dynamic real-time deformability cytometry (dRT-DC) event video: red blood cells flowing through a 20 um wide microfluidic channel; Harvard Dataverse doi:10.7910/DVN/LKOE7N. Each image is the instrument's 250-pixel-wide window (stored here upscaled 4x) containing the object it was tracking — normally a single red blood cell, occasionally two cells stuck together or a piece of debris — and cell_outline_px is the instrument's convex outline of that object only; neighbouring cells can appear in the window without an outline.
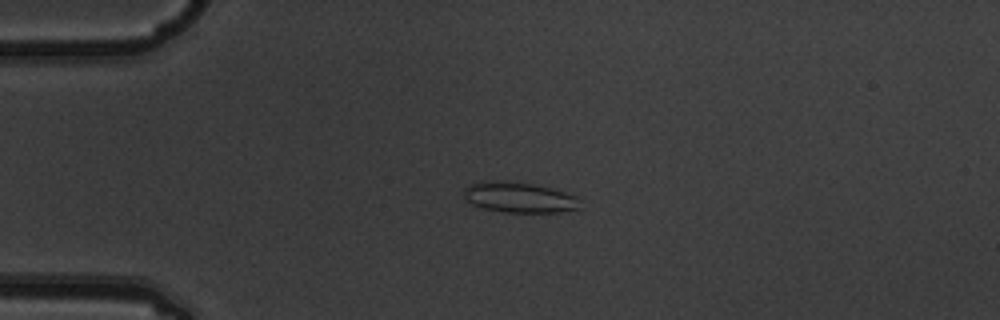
{"species": "common noctule bat (a hibernating species)", "species_latin": "Nyctalus noctula", "temperature_condition": "warm", "stored_images_in_passage": 6, "camera_frame_rate_fps": 3000, "um_per_image_px": 0.085, "animal": {"sex": "male", "body_mass_g": 19.5, "forearm_length_mm": 54.6}, "frame": {"image": 1, "passage_image": 4, "time_ms": 1.0, "image_size_px": [1000, 320], "cell_outline_px": [[584, 208], [560, 212], [504, 212], [484, 208], [472, 204], [464, 196], [464, 188], [468, 184], [484, 180], [504, 180], [532, 184], [552, 188], [580, 196]], "centroid_in_image_um": [44.21, 16.77], "position_along_channel_um": 40.8, "area_um2": 21.15}}
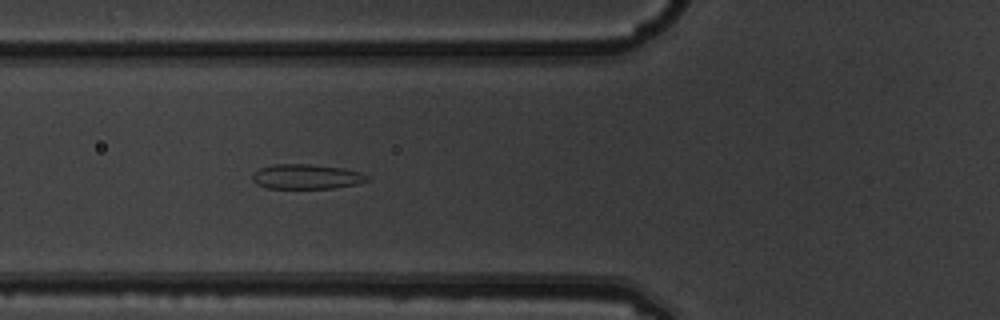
{"frame": {"image": 2, "passage_image": 6, "time_ms": 1.667, "image_size_px": [1000, 320], "cell_outline_px": [[368, 180], [356, 184], [332, 188], [268, 188], [256, 184], [252, 180], [252, 172], [260, 168], [272, 164], [308, 164], [344, 168], [360, 172], [368, 176]], "centroid_in_image_um": [26.0, 15.01], "position_along_channel_um": 99.8, "area_um2": 16.59}}